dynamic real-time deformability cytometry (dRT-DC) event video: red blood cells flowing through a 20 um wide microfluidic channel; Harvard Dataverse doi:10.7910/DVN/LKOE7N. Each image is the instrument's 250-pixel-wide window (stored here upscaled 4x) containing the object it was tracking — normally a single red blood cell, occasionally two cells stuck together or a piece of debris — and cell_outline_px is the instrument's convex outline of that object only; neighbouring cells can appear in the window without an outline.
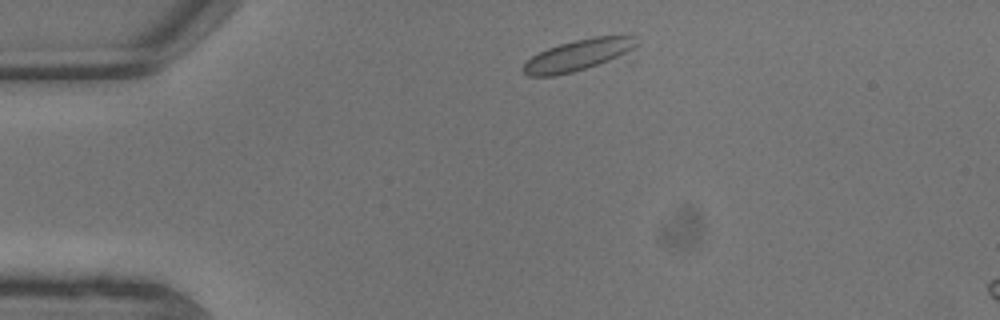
{"species": "common noctule bat (a hibernating species)", "species_latin": "Nyctalus noctula", "temperature_condition": "warm", "stored_images_in_passage": 4, "camera_frame_rate_fps": 3000, "um_per_image_px": 0.085, "animal": {"sex": "male", "body_mass_g": 13.3}, "frame": {"image": 1, "passage_image": 1, "time_ms": 0.0, "image_size_px": [1000, 320], "cell_outline_px": [[636, 44], [632, 64], [552, 76], [528, 76], [520, 68], [532, 56], [548, 48], [560, 44], [576, 40], [596, 36], [628, 32], [632, 36]], "centroid_in_image_um": [49.54, 4.74], "position_along_channel_um": 35.5, "area_um2": 23.64}}
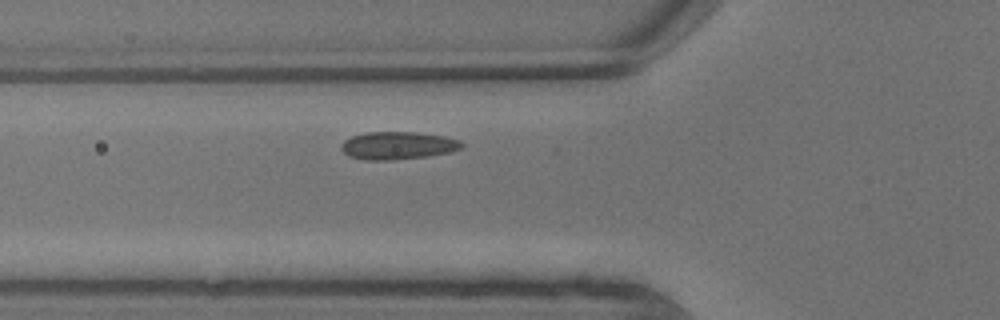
{"frame": {"image": 2, "passage_image": 4, "time_ms": 1.0, "image_size_px": [1000, 320], "cell_outline_px": [[464, 148], [452, 152], [428, 156], [392, 160], [364, 160], [348, 156], [340, 148], [340, 144], [344, 140], [352, 136], [364, 132], [416, 132], [444, 136], [460, 140], [464, 144]], "centroid_in_image_um": [33.82, 12.37], "position_along_channel_um": 92.0, "area_um2": 19.77}}